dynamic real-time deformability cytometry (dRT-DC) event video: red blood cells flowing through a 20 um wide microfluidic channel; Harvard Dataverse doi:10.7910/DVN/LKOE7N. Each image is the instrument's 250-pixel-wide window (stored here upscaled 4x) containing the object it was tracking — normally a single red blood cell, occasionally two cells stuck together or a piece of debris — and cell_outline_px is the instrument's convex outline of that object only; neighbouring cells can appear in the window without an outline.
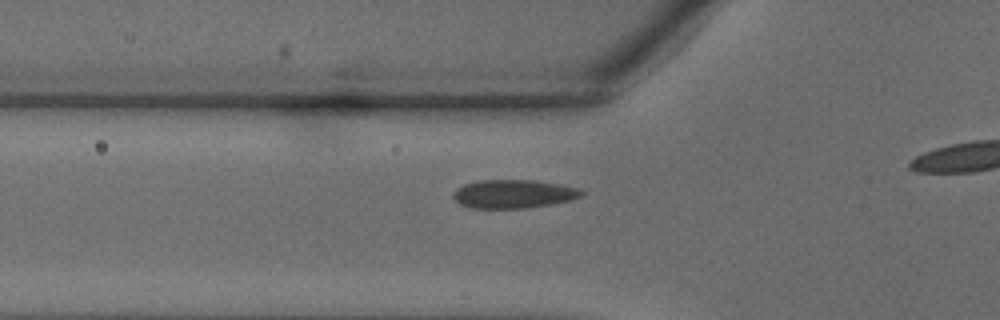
{"species": "common noctule bat (a hibernating species)", "species_latin": "Nyctalus noctula", "temperature_condition": "warm", "stored_images_in_passage": 21, "camera_frame_rate_fps": 3000, "um_per_image_px": 0.085, "animal": {"sex": "male", "body_mass_g": 18.8}, "frame": {"image": 1, "passage_image": 10, "time_ms": 3.0, "image_size_px": [1000, 320], "cell_outline_px": [[584, 196], [572, 200], [552, 204], [524, 208], [472, 208], [460, 204], [452, 196], [456, 188], [464, 184], [476, 180], [536, 180], [560, 184], [580, 188], [584, 192]], "centroid_in_image_um": [43.68, 16.47], "position_along_channel_um": 82.1, "area_um2": 21.56}}
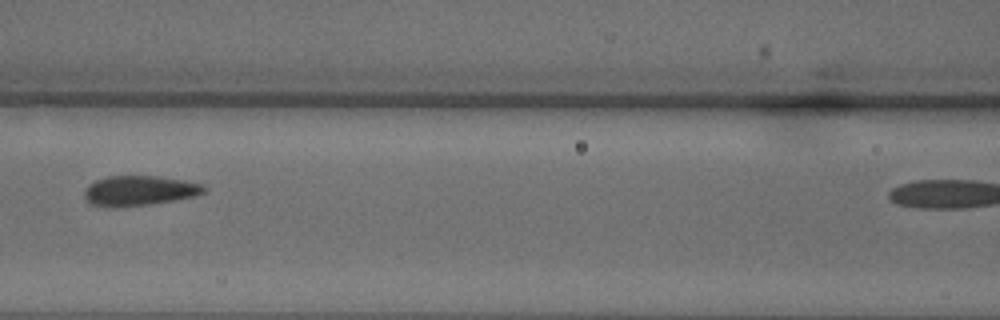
{"frame": {"image": 2, "passage_image": 14, "time_ms": 4.333, "image_size_px": [1000, 320], "cell_outline_px": [[208, 188], [204, 192], [196, 196], [176, 200], [148, 204], [116, 208], [104, 208], [92, 204], [84, 196], [84, 188], [88, 184], [96, 180], [108, 176], [156, 176], [184, 180], [204, 184]], "centroid_in_image_um": [11.84, 16.21], "position_along_channel_um": 154.8, "area_um2": 21.21}}
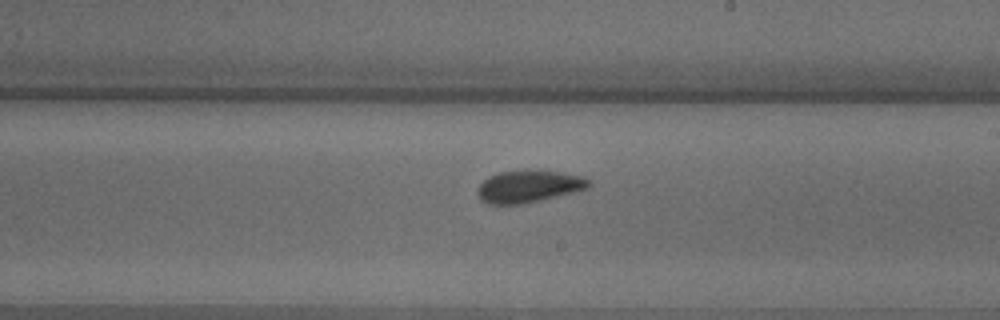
{"frame": {"image": 3, "passage_image": 19, "time_ms": 6.0, "image_size_px": [1000, 320], "cell_outline_px": [[592, 184], [588, 188], [524, 204], [488, 204], [480, 200], [476, 192], [476, 188], [488, 176], [500, 172], [528, 168], [560, 172], [584, 176]], "centroid_in_image_um": [44.9, 15.82], "position_along_channel_um": 244.1, "area_um2": 21.27}}